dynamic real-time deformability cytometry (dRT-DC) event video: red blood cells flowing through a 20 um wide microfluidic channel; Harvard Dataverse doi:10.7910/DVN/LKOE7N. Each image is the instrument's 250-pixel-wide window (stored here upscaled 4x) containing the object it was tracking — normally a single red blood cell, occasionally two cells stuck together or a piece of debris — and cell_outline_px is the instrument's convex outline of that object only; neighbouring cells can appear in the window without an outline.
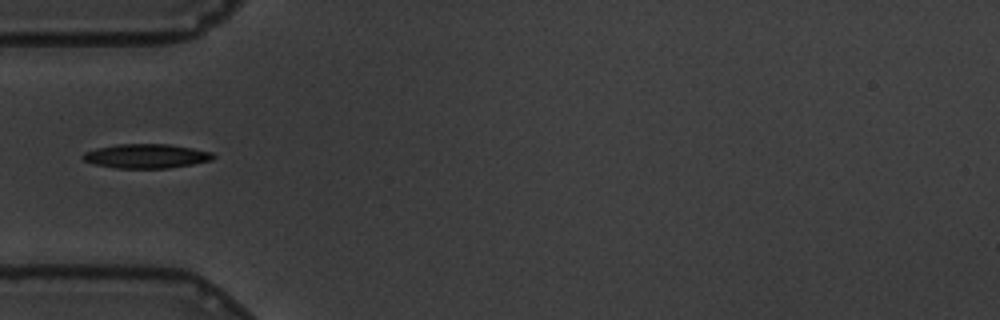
{"species": "common noctule bat (a hibernating species)", "species_latin": "Nyctalus noctula", "temperature_condition": "warm", "stored_images_in_passage": 41, "camera_frame_rate_fps": 3000, "um_per_image_px": 0.085, "animal": {"sex": "male", "body_mass_g": 19.5, "forearm_length_mm": 54.6}, "frame": {"image": 1, "passage_image": 1, "time_ms": 0.0, "image_size_px": [1000, 320], "cell_outline_px": [[216, 156], [212, 160], [192, 164], [168, 168], [116, 168], [96, 164], [84, 160], [80, 156], [84, 152], [96, 148], [116, 144], [168, 144], [192, 148], [212, 152]], "centroid_in_image_um": [12.43, 13.26], "position_along_channel_um": 72.6, "area_um2": 18.38}}
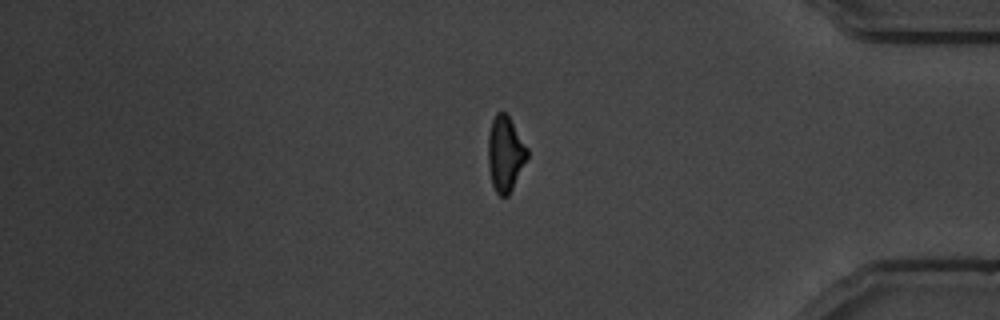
{"frame": {"image": 2, "passage_image": 31, "time_ms": 10.0, "image_size_px": [1000, 320], "cell_outline_px": [[528, 156], [508, 196], [500, 196], [496, 192], [492, 184], [488, 168], [488, 136], [492, 120], [496, 112], [504, 112], [508, 116], [528, 148]], "centroid_in_image_um": [42.93, 13.07], "position_along_channel_um": 392.3, "area_um2": 16.99}}
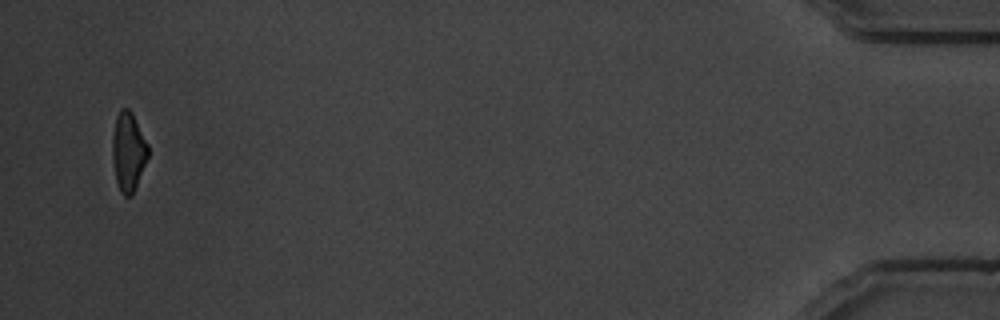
{"frame": {"image": 3, "passage_image": 39, "time_ms": 12.667, "image_size_px": [1000, 320], "cell_outline_px": [[148, 156], [132, 196], [124, 196], [120, 192], [116, 180], [112, 160], [112, 136], [116, 116], [120, 108], [128, 108], [132, 112], [148, 144]], "centroid_in_image_um": [10.89, 12.88], "position_along_channel_um": 424.3, "area_um2": 16.47}}